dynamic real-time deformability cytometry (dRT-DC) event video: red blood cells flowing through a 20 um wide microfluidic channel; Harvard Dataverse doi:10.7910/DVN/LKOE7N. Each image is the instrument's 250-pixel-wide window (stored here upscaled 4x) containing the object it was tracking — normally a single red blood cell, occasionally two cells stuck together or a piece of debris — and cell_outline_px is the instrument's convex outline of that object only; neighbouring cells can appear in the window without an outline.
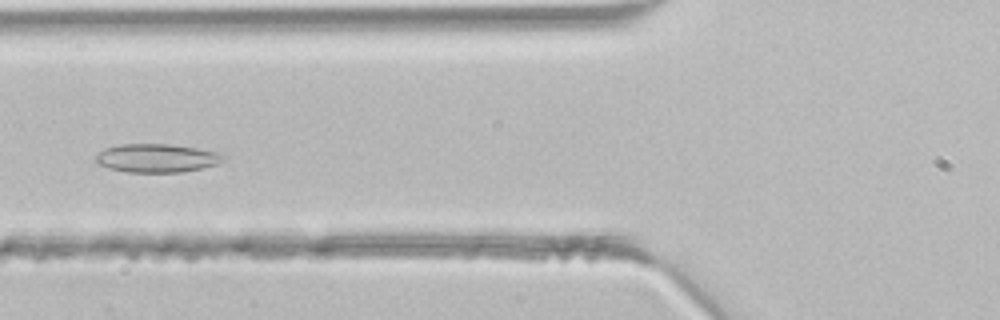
{"species": "common noctule bat (a hibernating species)", "species_latin": "Nyctalus noctula", "temperature_condition": "room temperature", "stored_images_in_passage": 41, "segment_of_instrument_passage": [1, 2], "camera_frame_rate_fps": 3000, "um_per_image_px": 0.085, "animal": {"sex": "male", "body_mass_g": 21.5, "forearm_length_mm": 52.0}, "frame": {"image": 1, "passage_image": 15, "time_ms": 4.667, "image_size_px": [1000, 320], "cell_outline_px": [[224, 160], [216, 164], [200, 168], [180, 172], [128, 172], [108, 168], [100, 164], [96, 160], [96, 156], [104, 148], [120, 144], [168, 144], [196, 148], [220, 152], [224, 156]], "centroid_in_image_um": [13.32, 13.43], "position_along_channel_um": 112.5, "area_um2": 20.98}}
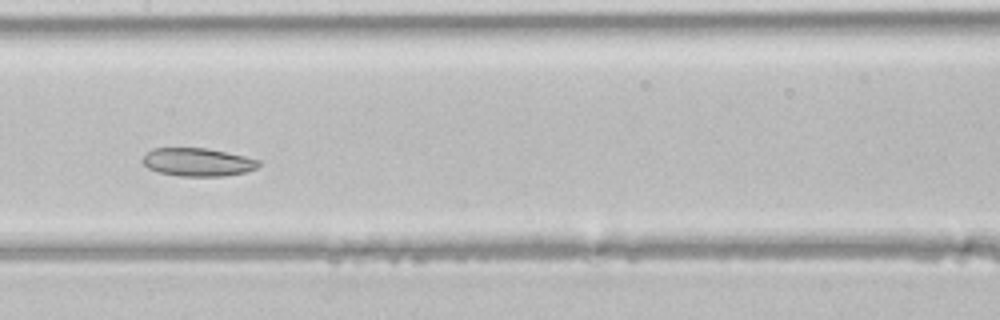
{"frame": {"image": 2, "passage_image": 20, "time_ms": 6.333, "image_size_px": [1000, 320], "cell_outline_px": [[260, 164], [256, 168], [244, 172], [224, 176], [180, 176], [160, 172], [148, 168], [144, 164], [144, 156], [152, 148], [208, 148], [244, 156], [260, 160]], "centroid_in_image_um": [16.82, 13.77], "position_along_channel_um": 190.6, "area_um2": 18.84}}
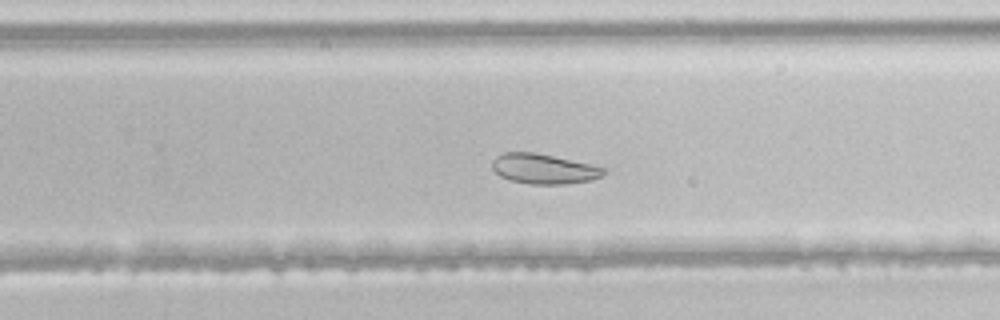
{"frame": {"image": 3, "passage_image": 26, "time_ms": 8.333, "image_size_px": [1000, 320], "cell_outline_px": [[604, 172], [600, 176], [592, 180], [564, 184], [532, 184], [512, 180], [500, 176], [492, 168], [492, 160], [496, 156], [504, 152], [532, 152], [552, 156], [588, 164], [604, 168]], "centroid_in_image_um": [46.16, 14.35], "position_along_channel_um": 283.6, "area_um2": 19.07}}